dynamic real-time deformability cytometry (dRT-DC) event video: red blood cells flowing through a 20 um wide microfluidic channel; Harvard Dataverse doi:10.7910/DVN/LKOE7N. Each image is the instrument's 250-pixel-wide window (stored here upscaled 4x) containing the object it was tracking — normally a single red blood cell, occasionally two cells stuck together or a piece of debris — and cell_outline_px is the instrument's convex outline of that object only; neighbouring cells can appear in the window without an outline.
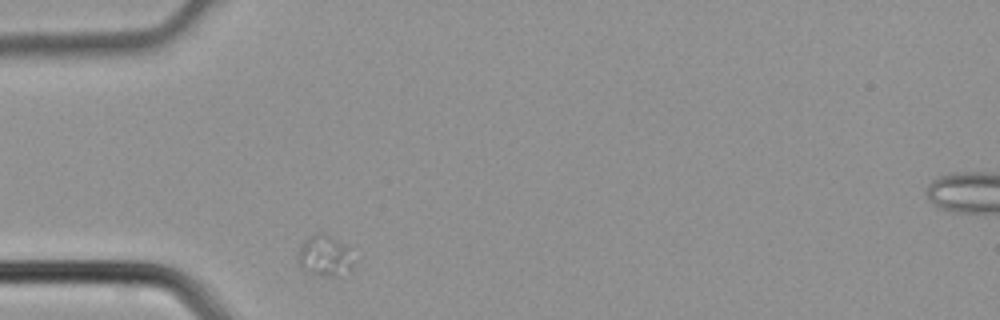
{"species": "common noctule bat (a hibernating species)", "species_latin": "Nyctalus noctula", "temperature_condition": "cold", "stored_images_in_passage": 1, "camera_frame_rate_fps": 3000, "um_per_image_px": 0.085, "animal": {"sex": "male", "body_mass_g": 21.5, "forearm_length_mm": 52.0}, "frame": {"image": 1, "passage_image": 1, "time_ms": 0.0, "image_size_px": [1000, 320], "cell_outline_px": [[352, 264], [348, 268], [332, 276], [304, 272], [300, 268], [296, 260], [300, 248], [304, 240], [308, 236], [320, 232], [332, 236], [348, 248]], "centroid_in_image_um": [27.48, 21.71], "position_along_channel_um": 57.5, "area_um2": 12.77}}